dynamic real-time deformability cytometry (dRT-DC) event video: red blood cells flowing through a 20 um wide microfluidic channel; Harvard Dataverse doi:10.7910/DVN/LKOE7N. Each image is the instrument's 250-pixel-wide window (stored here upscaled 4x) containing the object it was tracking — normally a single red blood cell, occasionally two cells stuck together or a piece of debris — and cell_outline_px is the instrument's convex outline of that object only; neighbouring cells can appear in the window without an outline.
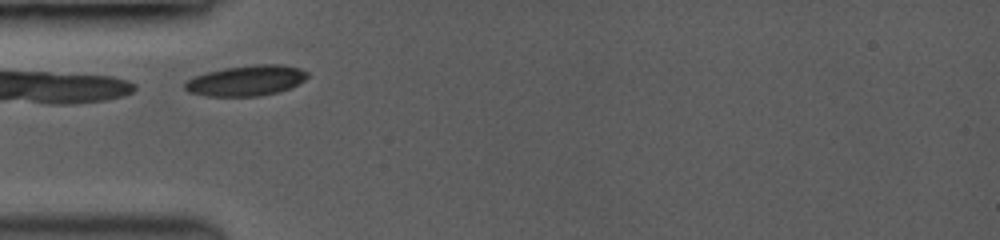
{"species": "common noctule bat (a hibernating species)", "species_latin": "Nyctalus noctula", "temperature_condition": "room temperature", "stored_images_in_passage": 3, "camera_frame_rate_fps": 3500, "um_per_image_px": 0.085, "animal": {"sex": "female", "body_mass_g": 19.0, "forearm_length_mm": 53.3}, "frame": {"image": 1, "passage_image": 2, "time_ms": 0.286, "image_size_px": [1000, 240], "cell_outline_px": [[308, 76], [304, 80], [288, 88], [276, 92], [256, 96], [208, 96], [188, 92], [184, 88], [184, 84], [188, 80], [196, 76], [208, 72], [224, 68], [260, 64], [280, 64], [300, 68], [308, 72]], "centroid_in_image_um": [20.93, 6.84], "position_along_channel_um": 64.1, "area_um2": 21.44}}